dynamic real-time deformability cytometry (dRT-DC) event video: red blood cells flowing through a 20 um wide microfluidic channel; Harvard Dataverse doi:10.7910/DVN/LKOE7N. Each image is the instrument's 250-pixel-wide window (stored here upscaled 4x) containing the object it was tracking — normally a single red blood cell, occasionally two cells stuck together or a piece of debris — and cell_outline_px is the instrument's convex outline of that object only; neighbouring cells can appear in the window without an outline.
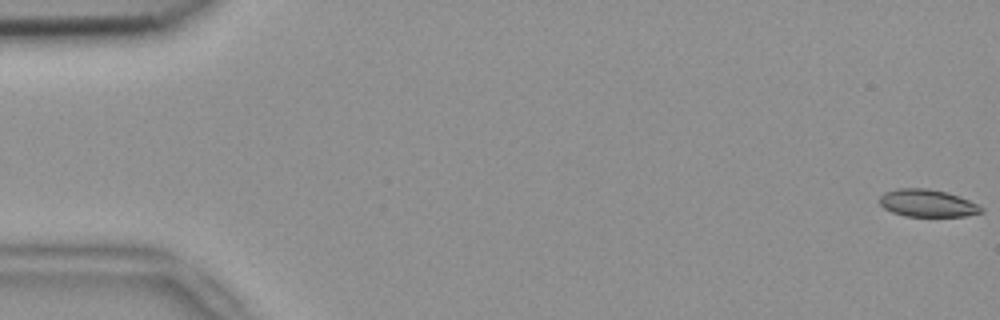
{"species": "common noctule bat (a hibernating species)", "species_latin": "Nyctalus noctula", "temperature_condition": "room temperature", "stored_images_in_passage": 54, "camera_frame_rate_fps": 3000, "um_per_image_px": 0.085, "animal": {"sex": "female", "body_mass_g": 18.4}, "frame": {"image": 1, "passage_image": 1, "time_ms": 0.0, "image_size_px": [1000, 320], "cell_outline_px": [[984, 212], [964, 216], [904, 216], [892, 212], [884, 208], [880, 204], [880, 196], [884, 192], [896, 188], [928, 188], [948, 192], [960, 196], [984, 208]], "centroid_in_image_um": [78.82, 17.26], "position_along_channel_um": 6.2, "area_um2": 16.36}}
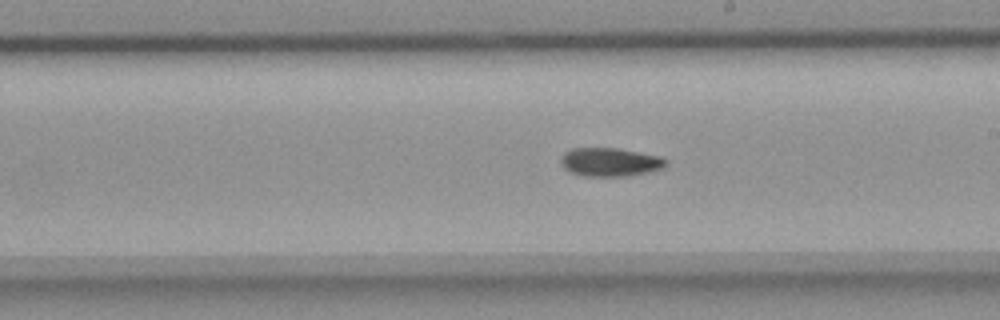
{"frame": {"image": 2, "passage_image": 31, "time_ms": 10.0, "image_size_px": [1000, 320], "cell_outline_px": [[668, 164], [664, 168], [648, 172], [628, 176], [580, 176], [568, 172], [564, 168], [560, 160], [564, 152], [572, 148], [616, 148], [660, 156], [668, 160]], "centroid_in_image_um": [51.85, 13.78], "position_along_channel_um": 237.1, "area_um2": 17.69}}
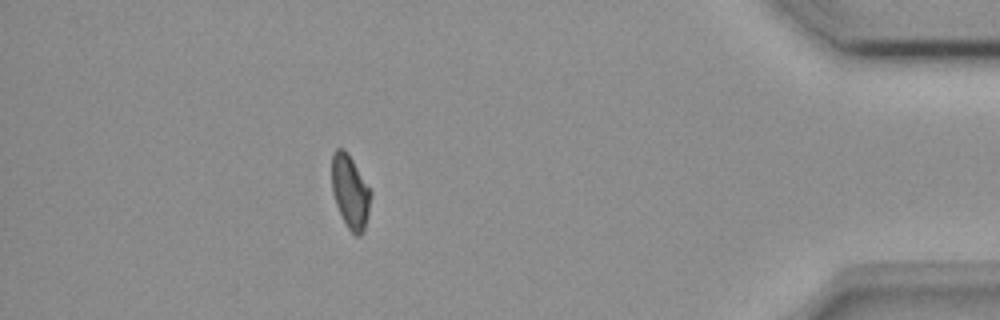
{"frame": {"image": 3, "passage_image": 48, "time_ms": 15.667, "image_size_px": [1000, 320], "cell_outline_px": [[372, 192], [368, 212], [364, 228], [360, 236], [356, 236], [348, 228], [336, 204], [332, 192], [332, 152], [336, 148], [344, 148], [348, 152]], "centroid_in_image_um": [29.76, 16.25], "position_along_channel_um": 405.4, "area_um2": 16.53}, "authors_computed_cell_mechanics": {"area_um2": 17.2244, "velocity_mm_per_s": 3.822, "shape_relaxation_time_tau1_ms": null, "shape_relaxation_time_tau2_ms": 6.312, "deformation_change_tau1": null, "deformation_change_tau2": 0.1084}}